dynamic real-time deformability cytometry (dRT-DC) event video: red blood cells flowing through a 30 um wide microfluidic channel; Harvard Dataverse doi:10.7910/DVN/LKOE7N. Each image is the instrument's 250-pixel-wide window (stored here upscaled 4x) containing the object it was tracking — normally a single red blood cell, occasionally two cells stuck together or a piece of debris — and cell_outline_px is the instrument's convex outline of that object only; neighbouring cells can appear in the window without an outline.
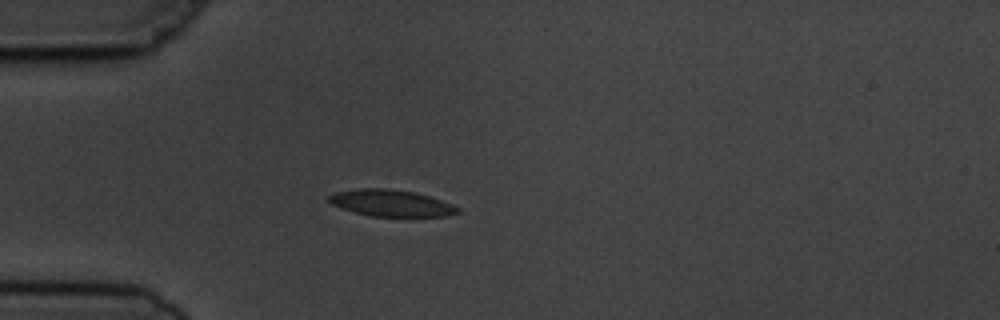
{"species": "common noctule bat (a hibernating species)", "species_latin": "Nyctalus noctula", "temperature_condition": "cold", "stored_images_in_passage": 5, "camera_frame_rate_fps": 3000, "um_per_image_px": 0.085, "animal": {"sex": "male", "body_mass_g": 19.5, "forearm_length_mm": 54.6}, "frame": {"image": 1, "passage_image": 4, "time_ms": 3.333, "image_size_px": [1000, 320], "cell_outline_px": [[460, 212], [448, 216], [368, 216], [332, 204], [328, 200], [328, 196], [336, 192], [356, 188], [388, 188], [416, 192], [452, 204], [460, 208]], "centroid_in_image_um": [33.26, 17.25], "position_along_channel_um": 51.7, "area_um2": 19.88}}